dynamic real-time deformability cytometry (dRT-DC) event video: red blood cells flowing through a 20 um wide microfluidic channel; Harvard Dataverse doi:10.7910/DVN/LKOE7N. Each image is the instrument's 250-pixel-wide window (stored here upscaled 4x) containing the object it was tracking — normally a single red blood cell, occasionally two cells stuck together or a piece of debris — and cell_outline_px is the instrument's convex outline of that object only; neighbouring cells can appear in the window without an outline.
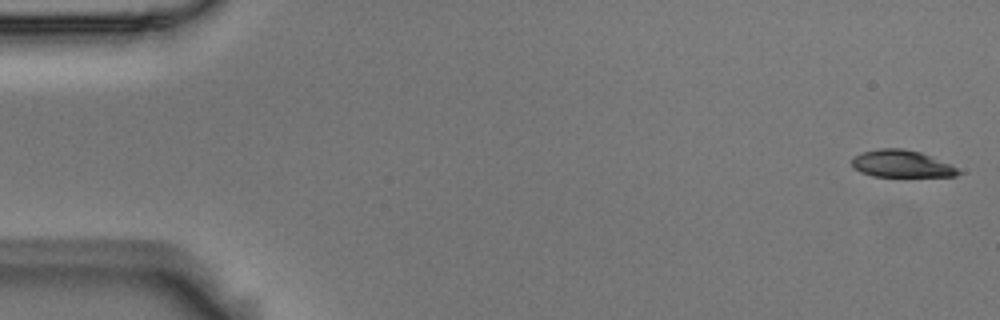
{"species": "Egyptian fruit bat (a non-hibernating species)", "species_latin": "Rousettus aegyptiacus", "temperature_condition": "room temperature", "stored_images_in_passage": 22, "camera_frame_rate_fps": 3000, "um_per_image_px": 0.085, "animal": {"sex": "male"}, "frame": {"image": 1, "passage_image": 1, "time_ms": 0.0, "image_size_px": [1000, 320], "cell_outline_px": [[964, 172], [956, 176], [872, 176], [860, 172], [852, 168], [852, 156], [864, 152], [880, 148], [900, 148], [920, 152], [952, 164]], "centroid_in_image_um": [76.65, 13.93], "position_along_channel_um": 8.4, "area_um2": 16.94}}
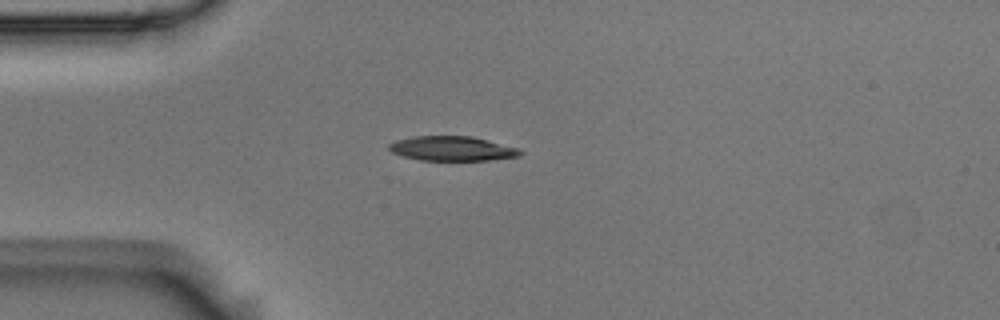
{"frame": {"image": 2, "passage_image": 14, "time_ms": 4.333, "image_size_px": [1000, 320], "cell_outline_px": [[524, 152], [520, 156], [488, 160], [420, 160], [404, 156], [392, 152], [388, 148], [388, 144], [396, 140], [412, 136], [472, 136], [516, 148]], "centroid_in_image_um": [38.4, 12.62], "position_along_channel_um": 46.6, "area_um2": 18.61}}
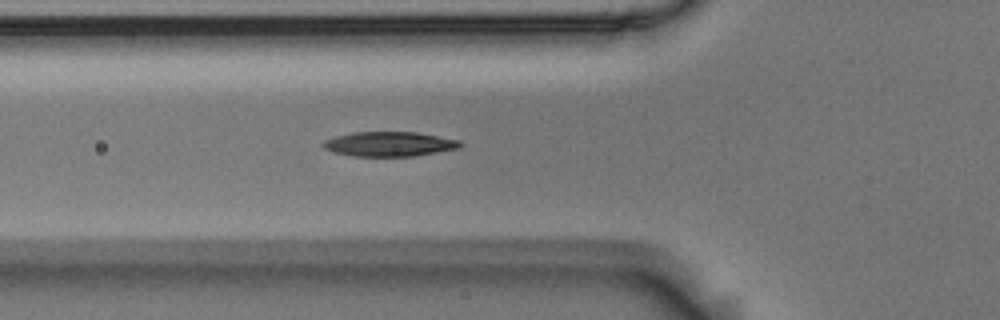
{"frame": {"image": 3, "passage_image": 19, "time_ms": 6.0, "image_size_px": [1000, 320], "cell_outline_px": [[464, 144], [460, 148], [412, 156], [352, 156], [332, 152], [324, 148], [320, 144], [324, 140], [336, 136], [352, 132], [416, 132], [460, 140]], "centroid_in_image_um": [33.07, 12.24], "position_along_channel_um": 92.7, "area_um2": 19.77}}